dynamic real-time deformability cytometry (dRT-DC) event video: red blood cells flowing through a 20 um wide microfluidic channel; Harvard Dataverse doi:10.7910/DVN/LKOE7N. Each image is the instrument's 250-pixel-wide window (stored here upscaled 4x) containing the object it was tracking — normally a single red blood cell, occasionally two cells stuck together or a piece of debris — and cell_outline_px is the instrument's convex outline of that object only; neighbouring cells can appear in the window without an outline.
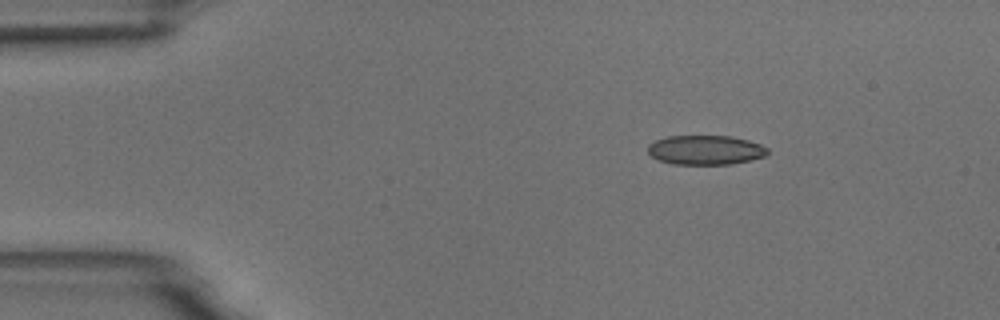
{"species": "common noctule bat (a hibernating species)", "species_latin": "Nyctalus noctula", "temperature_condition": "room temperature", "stored_images_in_passage": 3, "camera_frame_rate_fps": 3000, "um_per_image_px": 0.085, "animal": {"sex": "male", "body_mass_g": 18.8}, "frame": {"image": 1, "passage_image": 1, "time_ms": 0.0, "image_size_px": [1000, 320], "cell_outline_px": [[768, 156], [732, 164], [672, 164], [660, 160], [652, 156], [648, 152], [648, 144], [656, 140], [668, 136], [732, 136], [748, 140], [760, 144], [768, 148]], "centroid_in_image_um": [60.0, 12.75], "position_along_channel_um": 25.0, "area_um2": 20.58}}